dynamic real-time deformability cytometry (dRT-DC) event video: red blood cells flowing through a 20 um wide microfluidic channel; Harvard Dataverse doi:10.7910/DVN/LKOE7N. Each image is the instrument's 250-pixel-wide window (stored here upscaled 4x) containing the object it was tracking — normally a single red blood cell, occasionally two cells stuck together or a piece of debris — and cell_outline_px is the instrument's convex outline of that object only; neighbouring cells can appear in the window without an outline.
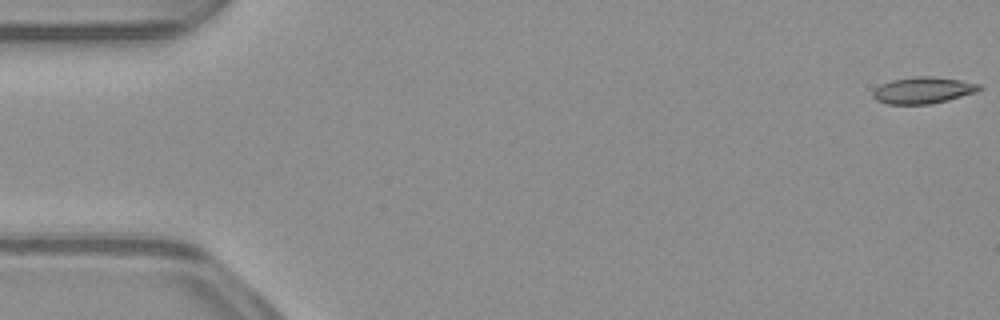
{"species": "common noctule bat (a hibernating species)", "species_latin": "Nyctalus noctula", "temperature_condition": "warm", "stored_images_in_passage": 53, "camera_frame_rate_fps": 3000, "um_per_image_px": 0.085, "animal": {"sex": "male", "body_mass_g": 23.1, "forearm_length_mm": 52.7}, "frame": {"image": 1, "passage_image": 1, "time_ms": 0.0, "image_size_px": [1000, 320], "cell_outline_px": [[984, 88], [976, 92], [948, 100], [928, 104], [888, 104], [876, 100], [872, 96], [872, 92], [880, 84], [892, 80], [916, 76], [932, 76], [960, 80], [980, 84]], "centroid_in_image_um": [78.46, 7.67], "position_along_channel_um": 6.5, "area_um2": 16.47}}
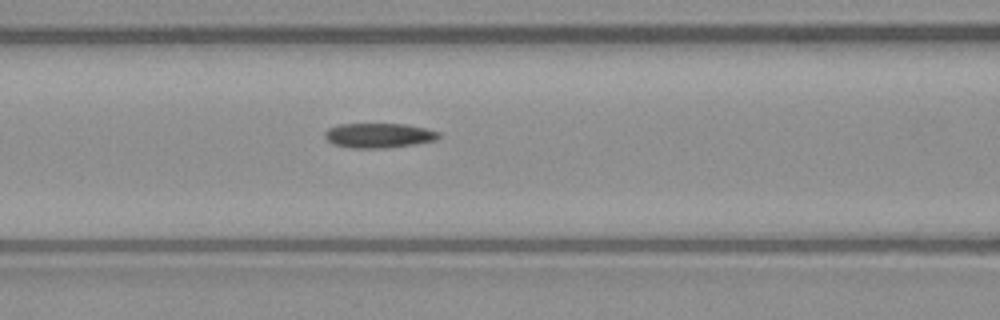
{"frame": {"image": 2, "passage_image": 22, "time_ms": 7.0, "image_size_px": [1000, 320], "cell_outline_px": [[440, 136], [436, 140], [412, 144], [384, 148], [352, 148], [332, 144], [324, 136], [324, 132], [328, 128], [340, 124], [404, 124], [424, 128], [440, 132]], "centroid_in_image_um": [32.16, 11.51], "position_along_channel_um": 134.4, "area_um2": 16.3}}
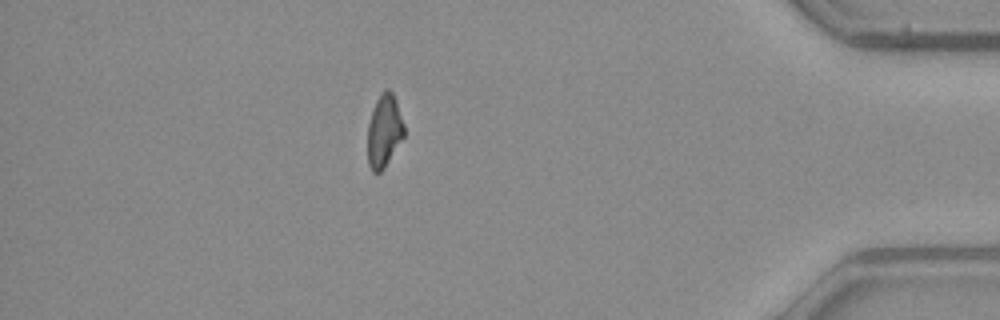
{"frame": {"image": 3, "passage_image": 46, "time_ms": 15.0, "image_size_px": [1000, 320], "cell_outline_px": [[404, 136], [384, 168], [380, 172], [372, 172], [368, 164], [368, 124], [376, 100], [380, 92], [384, 88], [388, 88], [392, 92], [396, 100], [404, 124]], "centroid_in_image_um": [32.65, 11.1], "position_along_channel_um": 402.5, "area_um2": 15.43}}